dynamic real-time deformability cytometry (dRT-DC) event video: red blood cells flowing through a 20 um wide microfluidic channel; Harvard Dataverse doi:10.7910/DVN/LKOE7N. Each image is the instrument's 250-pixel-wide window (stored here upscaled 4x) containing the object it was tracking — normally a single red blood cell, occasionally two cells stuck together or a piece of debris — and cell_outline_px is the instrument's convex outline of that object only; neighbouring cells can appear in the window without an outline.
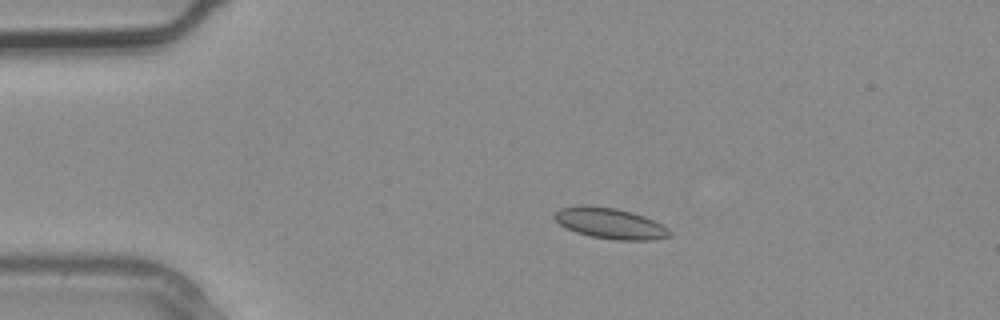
{"species": "common noctule bat (a hibernating species)", "species_latin": "Nyctalus noctula", "temperature_condition": "warm", "stored_images_in_passage": 1, "camera_frame_rate_fps": 3000, "um_per_image_px": 0.085, "animal": {"sex": "male", "body_mass_g": 20.4}, "frame": {"image": 1, "passage_image": 1, "time_ms": 0.0, "image_size_px": [1000, 320], "cell_outline_px": [[672, 236], [652, 240], [616, 240], [588, 236], [576, 232], [560, 224], [552, 216], [560, 208], [580, 204], [584, 204], [616, 208], [632, 212], [644, 216], [668, 228], [672, 232]], "centroid_in_image_um": [51.85, 18.98], "position_along_channel_um": 33.1, "area_um2": 20.81}}